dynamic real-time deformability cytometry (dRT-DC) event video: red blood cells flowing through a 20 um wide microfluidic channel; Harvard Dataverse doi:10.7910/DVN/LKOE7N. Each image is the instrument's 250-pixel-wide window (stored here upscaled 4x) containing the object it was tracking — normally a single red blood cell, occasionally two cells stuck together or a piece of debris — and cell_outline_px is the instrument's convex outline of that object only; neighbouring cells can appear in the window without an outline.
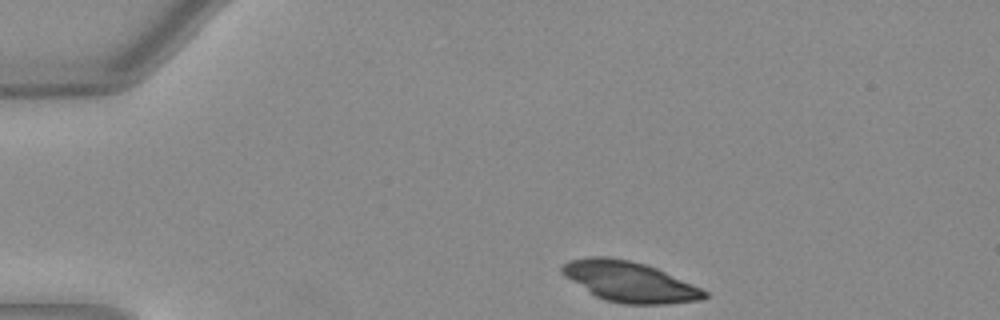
{"species": "Egyptian fruit bat (a non-hibernating species)", "species_latin": "Rousettus aegyptiacus", "temperature_condition": "warm", "stored_images_in_passage": 10, "camera_frame_rate_fps": 3000, "um_per_image_px": 0.085, "animal": {"sex": "female"}, "frame": {"image": 1, "passage_image": 1, "time_ms": 0.0, "image_size_px": [1000, 320], "cell_outline_px": [[708, 296], [704, 300], [664, 304], [624, 304], [604, 300], [596, 296], [560, 272], [560, 268], [568, 260], [592, 256], [604, 256], [628, 260], [644, 264], [656, 268], [700, 288], [708, 292]], "centroid_in_image_um": [53.52, 23.95], "position_along_channel_um": 31.5, "area_um2": 33.06}}